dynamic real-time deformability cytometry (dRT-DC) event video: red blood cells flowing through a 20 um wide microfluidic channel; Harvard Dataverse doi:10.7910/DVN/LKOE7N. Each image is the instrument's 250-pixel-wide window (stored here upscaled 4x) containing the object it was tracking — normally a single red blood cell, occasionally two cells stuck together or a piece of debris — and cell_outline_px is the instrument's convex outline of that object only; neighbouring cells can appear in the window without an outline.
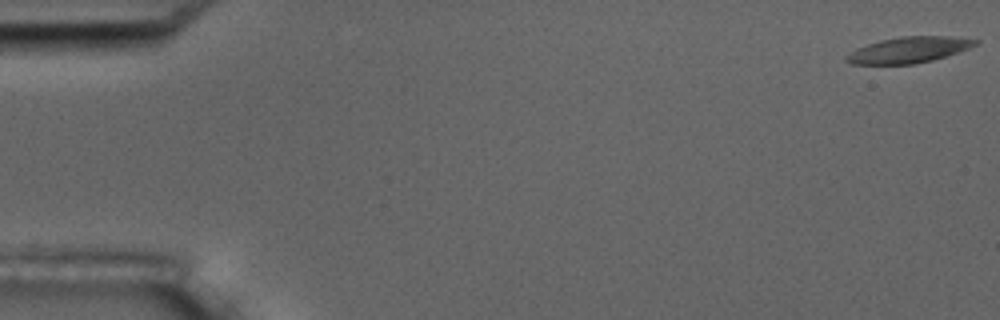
{"species": "common noctule bat (a hibernating species)", "species_latin": "Nyctalus noctula", "temperature_condition": "room temperature", "stored_images_in_passage": 3, "camera_frame_rate_fps": 3000, "um_per_image_px": 0.085, "animal": {"sex": "male", "body_mass_g": 17.5, "forearm_length_mm": 52.3}, "frame": {"image": 1, "passage_image": 1, "time_ms": 0.0, "image_size_px": [1000, 320], "cell_outline_px": [[980, 40], [976, 44], [968, 48], [932, 60], [916, 64], [852, 64], [844, 60], [844, 56], [856, 48], [880, 40], [900, 36], [948, 36]], "centroid_in_image_um": [77.18, 4.24], "position_along_channel_um": 7.8, "area_um2": 19.36}}